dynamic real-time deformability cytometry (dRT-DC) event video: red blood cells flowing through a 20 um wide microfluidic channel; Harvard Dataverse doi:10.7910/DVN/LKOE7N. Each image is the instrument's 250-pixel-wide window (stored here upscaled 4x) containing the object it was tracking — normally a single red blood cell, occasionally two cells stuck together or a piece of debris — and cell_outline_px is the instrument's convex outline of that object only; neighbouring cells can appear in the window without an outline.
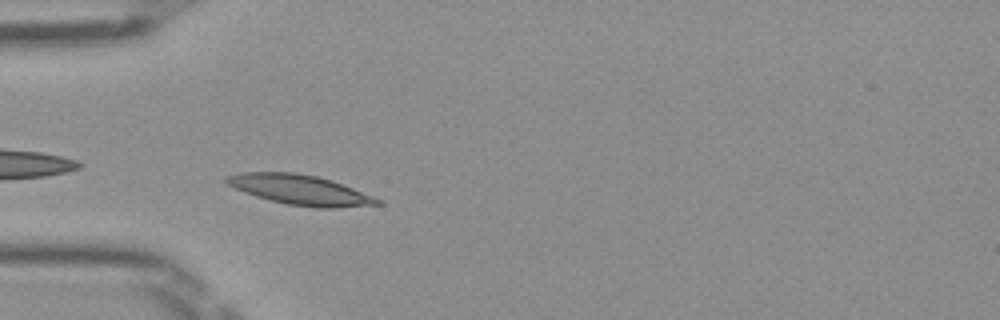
{"species": "Egyptian fruit bat (a non-hibernating species)", "species_latin": "Rousettus aegyptiacus", "temperature_condition": "room temperature", "stored_images_in_passage": 38, "camera_frame_rate_fps": 3000, "um_per_image_px": 0.085, "frame": {"image": 1, "passage_image": 2, "time_ms": 0.333, "image_size_px": [1000, 320], "cell_outline_px": [[384, 204], [336, 208], [316, 208], [288, 204], [256, 196], [244, 192], [228, 184], [224, 180], [224, 176], [240, 172], [292, 172], [316, 176], [332, 180], [384, 200]], "centroid_in_image_um": [25.55, 16.14], "position_along_channel_um": 59.5, "area_um2": 26.36}}
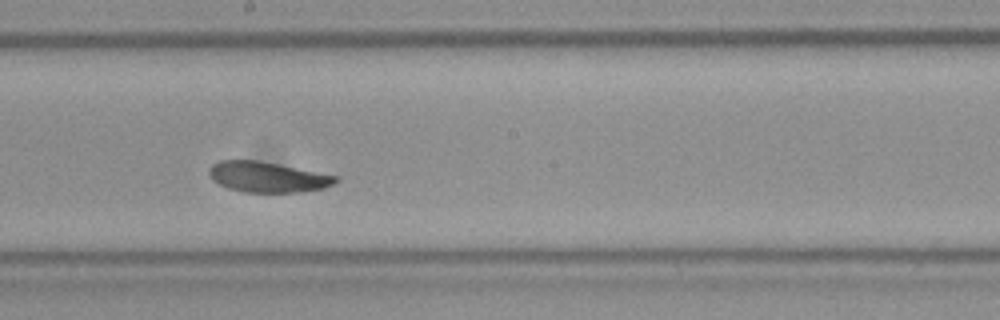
{"frame": {"image": 2, "passage_image": 15, "time_ms": 4.667, "image_size_px": [1000, 320], "cell_outline_px": [[340, 180], [324, 188], [300, 192], [244, 192], [228, 188], [212, 180], [208, 172], [208, 168], [212, 164], [220, 160], [260, 160], [340, 176]], "centroid_in_image_um": [22.75, 15.03], "position_along_channel_um": 225.4, "area_um2": 22.72}}
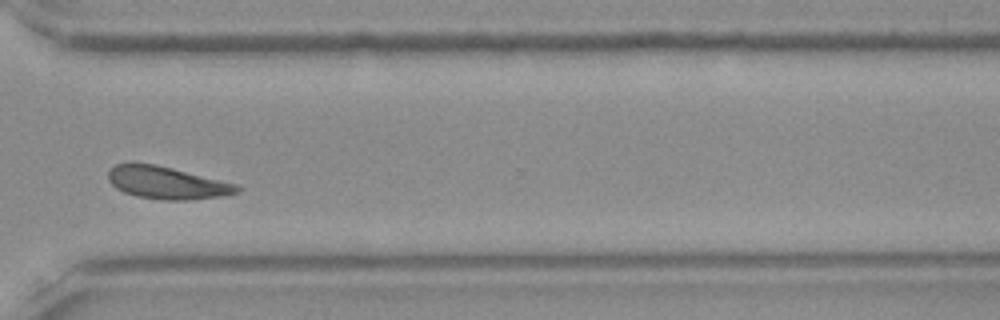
{"frame": {"image": 3, "passage_image": 25, "time_ms": 8.0, "image_size_px": [1000, 320], "cell_outline_px": [[244, 188], [240, 192], [224, 196], [192, 200], [164, 200], [136, 196], [124, 192], [116, 188], [108, 180], [108, 172], [116, 164], [132, 160], [156, 164], [240, 184]], "centroid_in_image_um": [14.23, 15.51], "position_along_channel_um": 356.4, "area_um2": 25.14}, "authors_computed_cell_mechanics": {"area_um2": 23.7847, "velocity_mm_per_s": 3.9266, "shape_relaxation_time_tau1_ms": 5.3795, "shape_relaxation_time_tau2_ms": 10.4694, "deformation_change_tau1": 0.1477, "deformation_change_tau2": 0.1627}}